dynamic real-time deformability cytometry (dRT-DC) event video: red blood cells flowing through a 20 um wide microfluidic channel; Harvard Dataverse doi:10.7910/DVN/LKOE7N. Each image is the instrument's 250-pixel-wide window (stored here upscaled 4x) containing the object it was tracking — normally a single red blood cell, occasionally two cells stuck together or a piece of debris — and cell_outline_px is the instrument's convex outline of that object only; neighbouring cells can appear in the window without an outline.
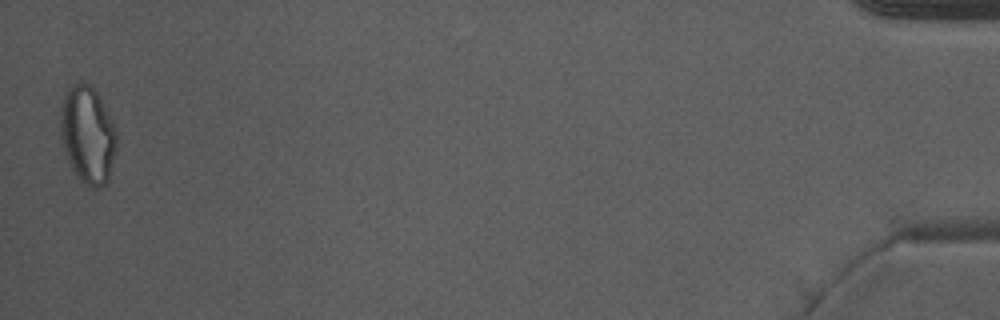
{"species": "Egyptian fruit bat (a non-hibernating species)", "species_latin": "Rousettus aegyptiacus", "temperature_condition": "warm", "stored_images_in_passage": 44, "camera_frame_rate_fps": 3000, "um_per_image_px": 0.085, "animal": {"sex": "male"}, "frame": {"image": 1, "passage_image": 44, "time_ms": 14.333, "image_size_px": [1000, 320], "cell_outline_px": [[116, 148], [108, 180], [100, 188], [88, 188], [80, 184], [68, 160], [60, 136], [60, 108], [64, 96], [72, 84], [80, 80], [88, 84], [96, 92], [116, 128]], "centroid_in_image_um": [7.43, 11.49], "position_along_channel_um": 427.8, "area_um2": 32.02}, "authors_computed_cell_mechanics": {"area_um2": 27.5706, "velocity_mm_per_s": 3.9892, "shape_relaxation_time_tau1_ms": null, "shape_relaxation_time_tau2_ms": 1.4593, "deformation_change_tau1": null, "deformation_change_tau2": 0.0861}}